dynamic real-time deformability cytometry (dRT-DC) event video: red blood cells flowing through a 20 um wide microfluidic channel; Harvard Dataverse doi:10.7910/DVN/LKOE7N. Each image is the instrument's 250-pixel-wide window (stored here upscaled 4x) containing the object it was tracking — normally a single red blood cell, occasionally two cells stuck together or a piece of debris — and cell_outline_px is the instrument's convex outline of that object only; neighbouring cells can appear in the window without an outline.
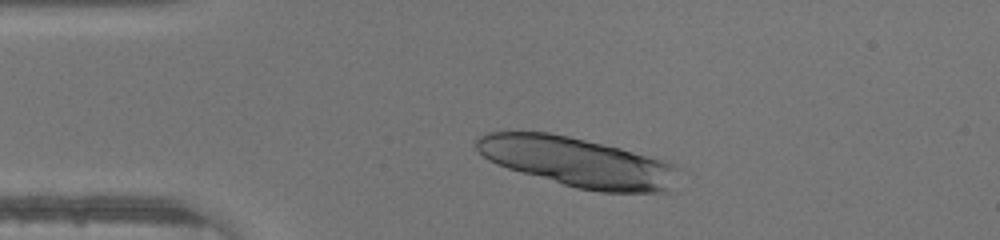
{"species": "human", "species_latin": "Homo sapiens", "temperature_condition": "warm", "stored_images_in_passage": 41, "camera_frame_rate_fps": 3000, "um_per_image_px": 0.085, "donor": {"sex": "male"}, "frame": {"image": 1, "passage_image": 5, "time_ms": 1.333, "image_size_px": [1000, 240], "cell_outline_px": [[680, 168], [668, 192], [600, 192], [576, 188], [508, 168], [496, 164], [488, 160], [476, 148], [476, 136], [488, 132], [548, 132], [568, 136], [620, 148], [668, 160], [676, 164]], "centroid_in_image_um": [49.13, 13.78], "position_along_channel_um": 35.9, "area_um2": 58.32}}
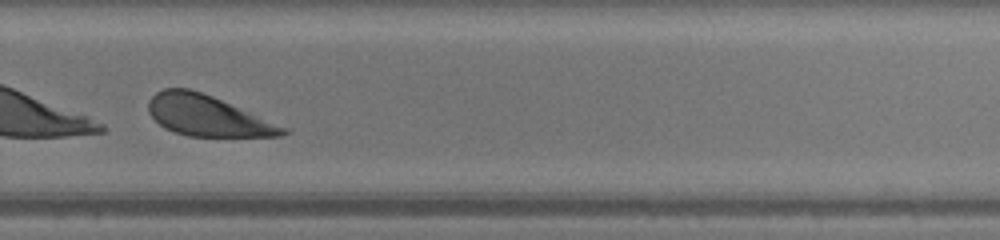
{"frame": {"image": 2, "passage_image": 27, "time_ms": 8.667, "image_size_px": [1000, 240], "cell_outline_px": [[292, 132], [280, 136], [188, 136], [164, 128], [148, 112], [148, 100], [156, 92], [164, 88], [188, 88], [212, 96], [292, 128]], "centroid_in_image_um": [17.71, 9.84], "position_along_channel_um": 312.1, "area_um2": 32.08}}
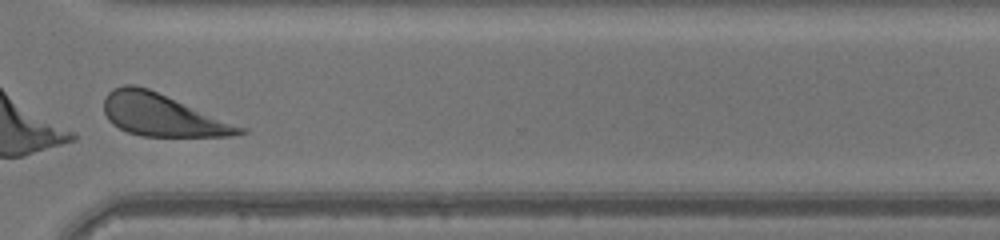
{"frame": {"image": 3, "passage_image": 30, "time_ms": 9.667, "image_size_px": [1000, 240], "cell_outline_px": [[248, 132], [232, 136], [140, 136], [128, 132], [112, 124], [108, 120], [104, 112], [104, 96], [112, 88], [124, 84], [136, 84], [148, 88], [248, 128]], "centroid_in_image_um": [13.79, 9.77], "position_along_channel_um": 356.8, "area_um2": 33.64}}